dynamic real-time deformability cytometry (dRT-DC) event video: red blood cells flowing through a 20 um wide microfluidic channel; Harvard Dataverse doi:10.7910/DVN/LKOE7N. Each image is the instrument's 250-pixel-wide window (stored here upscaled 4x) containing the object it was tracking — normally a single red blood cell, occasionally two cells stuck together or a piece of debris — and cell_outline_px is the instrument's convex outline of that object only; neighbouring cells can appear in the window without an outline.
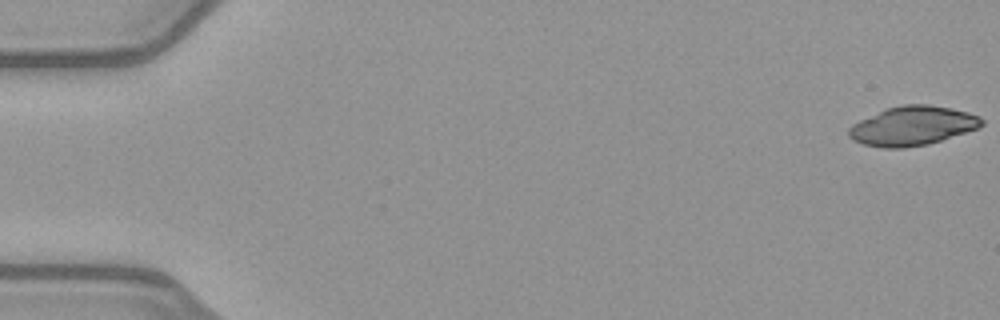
{"species": "common noctule bat (a hibernating species)", "species_latin": "Nyctalus noctula", "temperature_condition": "warm", "stored_images_in_passage": 17, "camera_frame_rate_fps": 3000, "um_per_image_px": 0.085, "animal": {"sex": "female", "body_mass_g": 21.9}, "frame": {"image": 1, "passage_image": 1, "time_ms": 0.0, "image_size_px": [1000, 320], "cell_outline_px": [[984, 124], [980, 128], [928, 144], [904, 148], [884, 148], [864, 144], [852, 140], [848, 136], [848, 128], [852, 124], [884, 108], [904, 104], [928, 104], [952, 108], [968, 112], [980, 116], [984, 120]], "centroid_in_image_um": [77.57, 10.69], "position_along_channel_um": 7.4, "area_um2": 30.63}}